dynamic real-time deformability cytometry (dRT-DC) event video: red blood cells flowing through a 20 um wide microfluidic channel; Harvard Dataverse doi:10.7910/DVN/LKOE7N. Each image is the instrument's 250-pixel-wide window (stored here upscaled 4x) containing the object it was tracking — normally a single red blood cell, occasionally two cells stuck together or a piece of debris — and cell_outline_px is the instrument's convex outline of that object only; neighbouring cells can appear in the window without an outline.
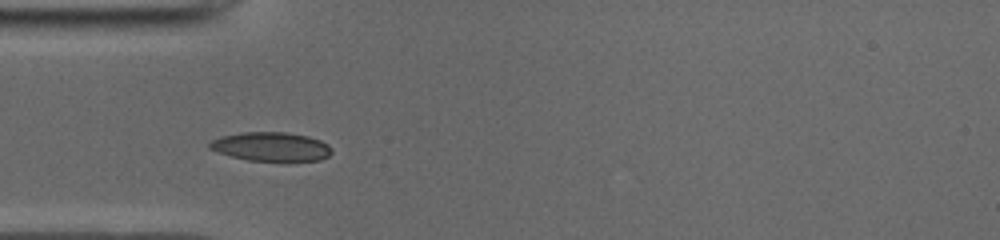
{"species": "common noctule bat (a hibernating species)", "species_latin": "Nyctalus noctula", "temperature_condition": "cold", "stored_images_in_passage": 10, "camera_frame_rate_fps": 3000, "um_per_image_px": 0.085, "animal": {"sex": "male", "body_mass_g": 19.0, "forearm_length_mm": 50.8}, "frame": {"image": 1, "passage_image": 4, "time_ms": 1.0, "image_size_px": [1000, 240], "cell_outline_px": [[332, 152], [328, 156], [320, 160], [288, 164], [248, 160], [232, 156], [208, 148], [208, 144], [212, 140], [220, 136], [240, 132], [288, 132], [308, 136], [320, 140], [328, 144], [332, 148]], "centroid_in_image_um": [23.11, 12.5], "position_along_channel_um": 61.9, "area_um2": 21.5}}
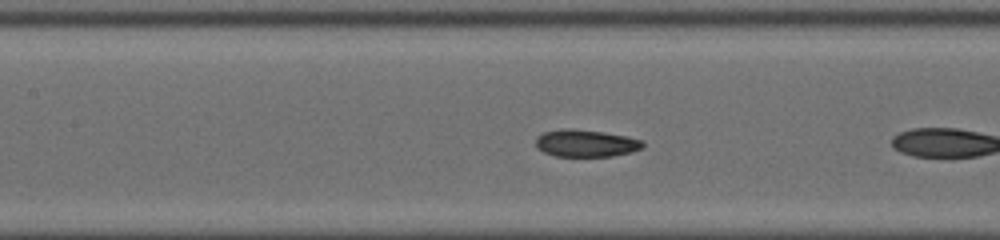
{"frame": {"image": 2, "passage_image": 9, "time_ms": 2.667, "image_size_px": [1000, 240], "cell_outline_px": [[644, 148], [632, 152], [612, 156], [556, 156], [544, 152], [536, 148], [536, 136], [544, 132], [560, 128], [572, 128], [604, 132], [628, 136], [644, 140]], "centroid_in_image_um": [49.82, 12.16], "position_along_channel_um": 157.6, "area_um2": 17.28}}